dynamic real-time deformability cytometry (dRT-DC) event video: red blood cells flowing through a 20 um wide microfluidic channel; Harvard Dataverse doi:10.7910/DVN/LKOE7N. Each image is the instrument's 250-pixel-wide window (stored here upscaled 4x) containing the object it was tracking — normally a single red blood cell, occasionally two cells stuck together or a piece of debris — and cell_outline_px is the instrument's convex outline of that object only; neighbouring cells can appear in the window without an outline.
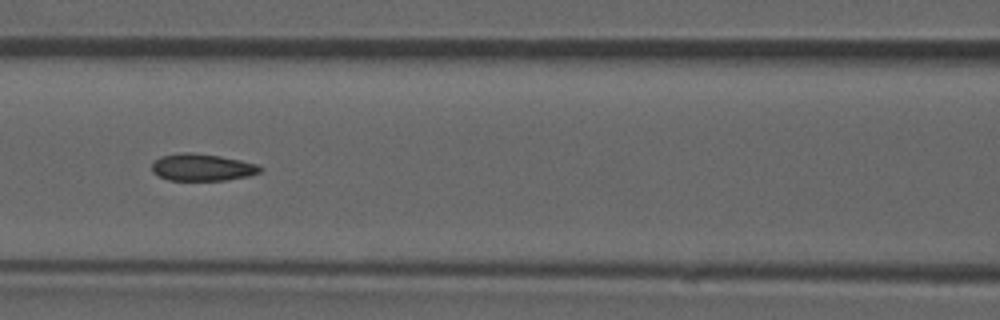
{"species": "common noctule bat (a hibernating species)", "species_latin": "Nyctalus noctula", "temperature_condition": "room temperature", "stored_images_in_passage": 53, "camera_frame_rate_fps": 3000, "um_per_image_px": 0.085, "animal": {"sex": "male", "forearm_length_mm": 52.5}, "frame": {"image": 1, "passage_image": 23, "time_ms": 7.333, "image_size_px": [1000, 320], "cell_outline_px": [[264, 168], [260, 172], [248, 176], [228, 180], [168, 180], [152, 172], [152, 164], [160, 156], [184, 152], [192, 152], [220, 156], [260, 164]], "centroid_in_image_um": [17.22, 14.22], "position_along_channel_um": 149.4, "area_um2": 17.17}, "authors_computed_cell_mechanics": {"area_um2": 17.4556, "velocity_mm_per_s": 3.8911, "shape_relaxation_time_tau1_ms": 11.1535, "shape_relaxation_time_tau2_ms": 1.7064, "deformation_change_tau1": 0.2298, "deformation_change_tau2": 0.0677}}